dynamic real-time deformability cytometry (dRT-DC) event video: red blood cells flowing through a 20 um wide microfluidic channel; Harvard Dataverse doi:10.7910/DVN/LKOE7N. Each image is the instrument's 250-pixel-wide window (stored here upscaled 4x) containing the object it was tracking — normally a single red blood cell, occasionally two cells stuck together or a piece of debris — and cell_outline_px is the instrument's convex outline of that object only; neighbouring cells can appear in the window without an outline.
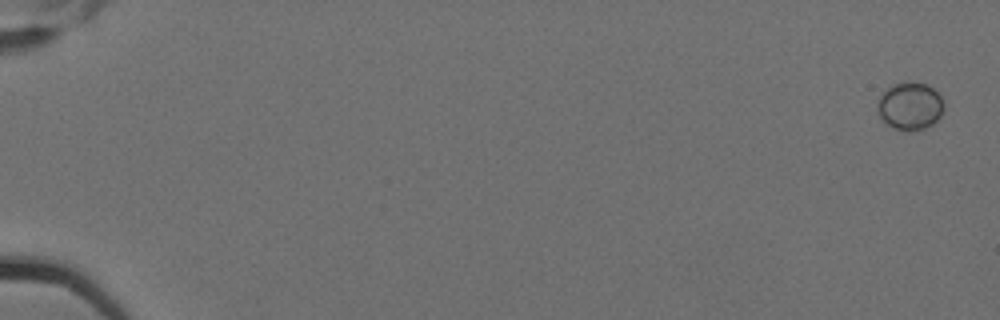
{"species": "Egyptian fruit bat (a non-hibernating species)", "species_latin": "Rousettus aegyptiacus", "temperature_condition": "cold", "stored_images_in_passage": 6, "camera_frame_rate_fps": 3000, "um_per_image_px": 0.085, "animal": {"sex": "female"}, "frame": {"image": 1, "passage_image": 1, "time_ms": 0.0, "image_size_px": [1000, 320], "cell_outline_px": [[944, 108], [940, 116], [932, 124], [924, 128], [912, 132], [892, 128], [884, 124], [880, 116], [876, 104], [880, 96], [888, 88], [896, 84], [928, 84], [944, 100]], "centroid_in_image_um": [77.35, 9.07], "position_along_channel_um": 7.7, "area_um2": 18.21}}
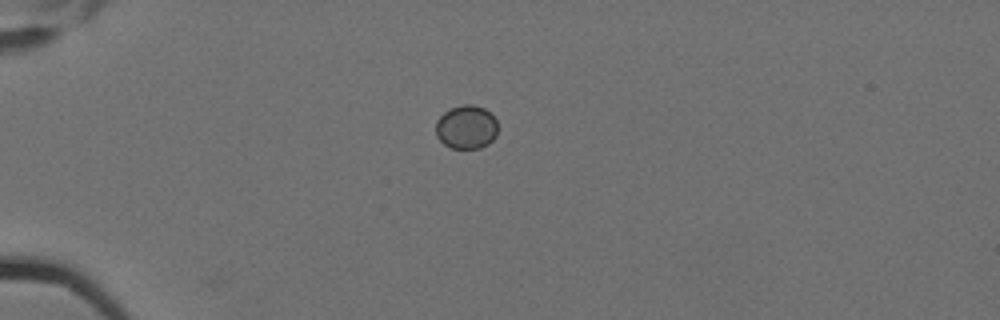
{"frame": {"image": 2, "passage_image": 5, "time_ms": 1.333, "image_size_px": [1000, 320], "cell_outline_px": [[496, 136], [488, 144], [480, 148], [452, 148], [444, 144], [436, 136], [436, 120], [444, 112], [452, 108], [464, 104], [472, 104], [484, 108], [496, 120]], "centroid_in_image_um": [39.62, 10.81], "position_along_channel_um": 45.4, "area_um2": 15.66}}